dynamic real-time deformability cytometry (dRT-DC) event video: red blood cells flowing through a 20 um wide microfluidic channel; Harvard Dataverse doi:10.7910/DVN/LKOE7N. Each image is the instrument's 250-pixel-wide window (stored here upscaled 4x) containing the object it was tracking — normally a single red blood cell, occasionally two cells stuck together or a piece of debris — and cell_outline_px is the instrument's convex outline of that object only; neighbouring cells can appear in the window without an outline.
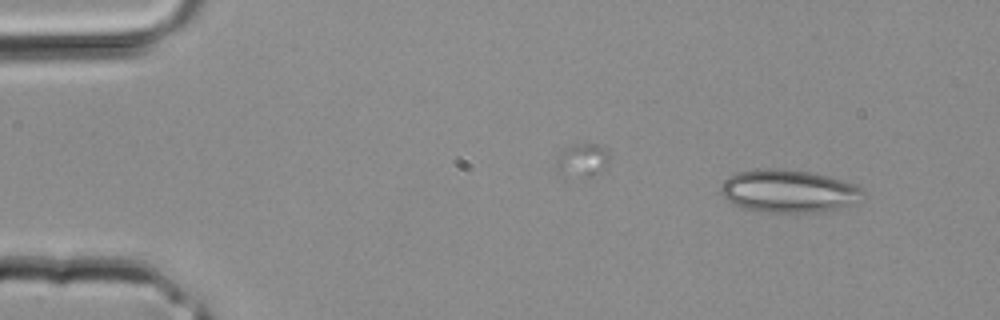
{"species": "common noctule bat (a hibernating species)", "species_latin": "Nyctalus noctula", "temperature_condition": "room temperature", "stored_images_in_passage": 3, "camera_frame_rate_fps": 3000, "um_per_image_px": 0.085, "animal": {"sex": "male", "body_mass_g": 20.4}, "frame": {"image": 1, "passage_image": 3, "time_ms": 0.667, "image_size_px": [1000, 320], "cell_outline_px": [[864, 192], [856, 204], [836, 208], [812, 212], [764, 212], [744, 208], [728, 200], [720, 192], [720, 188], [724, 180], [728, 176], [736, 172], [756, 168], [784, 168], [808, 172], [828, 176], [856, 184]], "centroid_in_image_um": [67.01, 16.22], "position_along_channel_um": 18.0, "area_um2": 35.43}}